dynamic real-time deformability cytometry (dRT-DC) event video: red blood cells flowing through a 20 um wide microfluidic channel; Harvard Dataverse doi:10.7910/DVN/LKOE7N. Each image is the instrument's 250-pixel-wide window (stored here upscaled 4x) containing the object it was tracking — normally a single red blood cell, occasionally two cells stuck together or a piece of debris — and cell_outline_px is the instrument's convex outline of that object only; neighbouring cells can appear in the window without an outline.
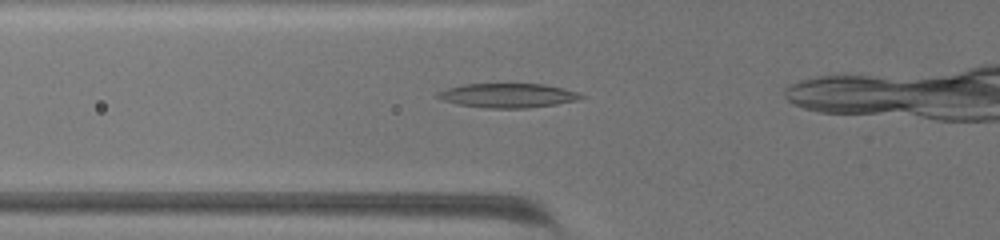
{"species": "common noctule bat (a hibernating species)", "species_latin": "Nyctalus noctula", "temperature_condition": "warm", "stored_images_in_passage": 38, "camera_frame_rate_fps": 3000, "um_per_image_px": 0.085, "animal": {"sex": "female", "body_mass_g": 19.5, "forearm_length_mm": 54.1}, "frame": {"image": 1, "passage_image": 6, "time_ms": 1.667, "image_size_px": [1000, 240], "cell_outline_px": [[584, 96], [576, 100], [556, 104], [528, 108], [488, 108], [460, 104], [444, 100], [436, 96], [436, 92], [448, 88], [464, 84], [544, 84], [576, 92]], "centroid_in_image_um": [43.14, 8.11], "position_along_channel_um": 82.7, "area_um2": 19.88}}
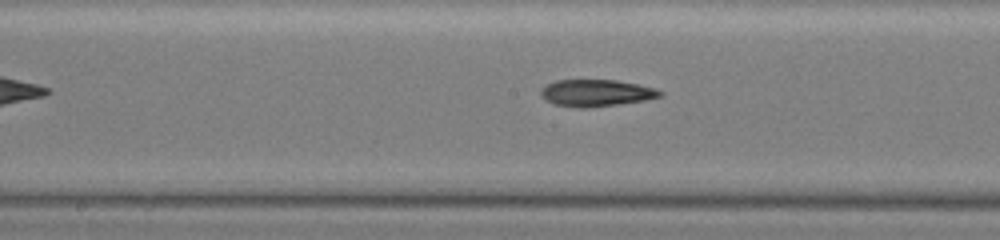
{"frame": {"image": 2, "passage_image": 17, "time_ms": 5.333, "image_size_px": [1000, 240], "cell_outline_px": [[664, 96], [644, 100], [588, 108], [576, 108], [556, 104], [548, 100], [540, 92], [540, 88], [556, 80], [616, 80], [656, 88], [664, 92]], "centroid_in_image_um": [50.72, 7.9], "position_along_channel_um": 197.5, "area_um2": 18.5}}
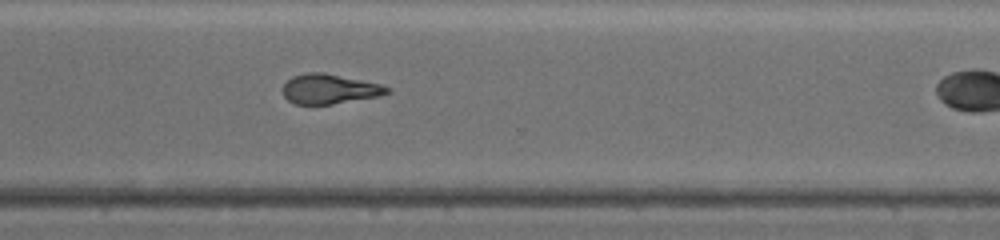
{"frame": {"image": 3, "passage_image": 31, "time_ms": 10.0, "image_size_px": [1000, 240], "cell_outline_px": [[392, 92], [380, 96], [332, 104], [296, 104], [288, 100], [284, 96], [284, 84], [292, 76], [308, 72], [324, 72], [380, 84], [392, 88]], "centroid_in_image_um": [28.04, 7.56], "position_along_channel_um": 342.6, "area_um2": 18.09}}